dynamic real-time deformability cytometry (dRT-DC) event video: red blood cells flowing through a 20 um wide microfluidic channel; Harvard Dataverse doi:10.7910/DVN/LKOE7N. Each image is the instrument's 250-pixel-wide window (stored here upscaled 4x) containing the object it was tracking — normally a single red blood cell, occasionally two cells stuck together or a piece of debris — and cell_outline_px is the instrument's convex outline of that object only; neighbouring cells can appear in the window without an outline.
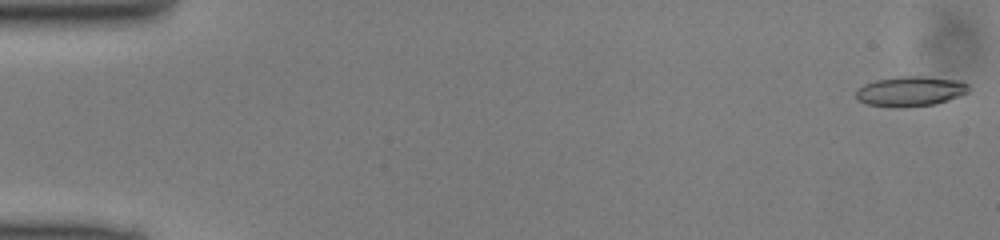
{"species": "common noctule bat (a hibernating species)", "species_latin": "Nyctalus noctula", "temperature_condition": "cold", "stored_images_in_passage": 49, "camera_frame_rate_fps": 3000, "um_per_image_px": 0.085, "animal": {"sex": "male", "body_mass_g": 13.0, "forearm_length_mm": 53.1}, "frame": {"image": 1, "passage_image": 1, "time_ms": 0.0, "image_size_px": [1000, 240], "cell_outline_px": [[968, 92], [960, 96], [936, 104], [864, 104], [856, 100], [856, 88], [864, 84], [876, 80], [900, 76], [920, 76], [960, 80], [968, 84]], "centroid_in_image_um": [77.39, 7.7], "position_along_channel_um": 7.6, "area_um2": 18.9}}
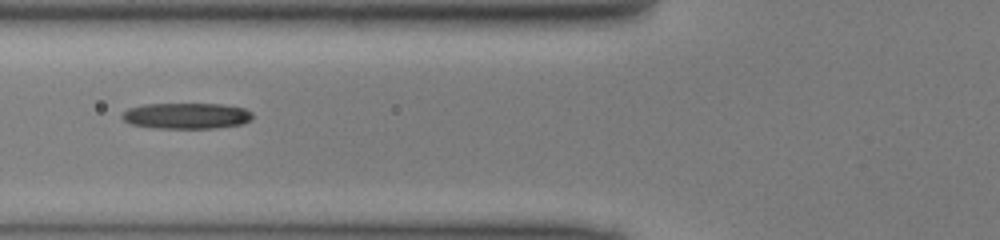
{"frame": {"image": 2, "passage_image": 19, "time_ms": 6.0, "image_size_px": [1000, 240], "cell_outline_px": [[252, 120], [240, 124], [216, 128], [156, 128], [132, 124], [124, 120], [120, 116], [128, 108], [144, 104], [220, 104], [244, 108], [252, 112]], "centroid_in_image_um": [15.85, 9.84], "position_along_channel_um": 109.9, "area_um2": 19.65}}
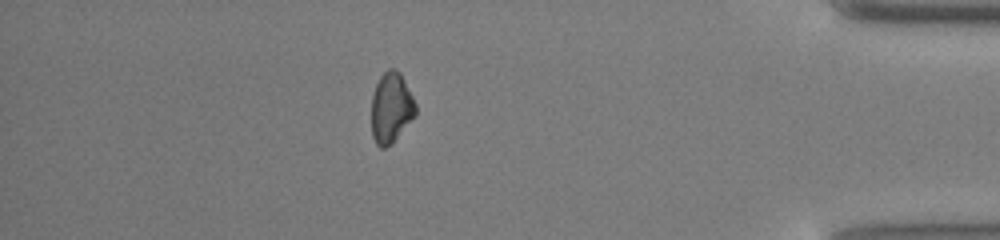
{"frame": {"image": 3, "passage_image": 43, "time_ms": 14.0, "image_size_px": [1000, 240], "cell_outline_px": [[416, 116], [392, 144], [384, 148], [380, 148], [376, 144], [372, 136], [372, 96], [376, 84], [380, 76], [388, 68], [392, 68], [400, 72], [416, 104]], "centroid_in_image_um": [33.25, 9.19], "position_along_channel_um": 401.9, "area_um2": 18.26}}